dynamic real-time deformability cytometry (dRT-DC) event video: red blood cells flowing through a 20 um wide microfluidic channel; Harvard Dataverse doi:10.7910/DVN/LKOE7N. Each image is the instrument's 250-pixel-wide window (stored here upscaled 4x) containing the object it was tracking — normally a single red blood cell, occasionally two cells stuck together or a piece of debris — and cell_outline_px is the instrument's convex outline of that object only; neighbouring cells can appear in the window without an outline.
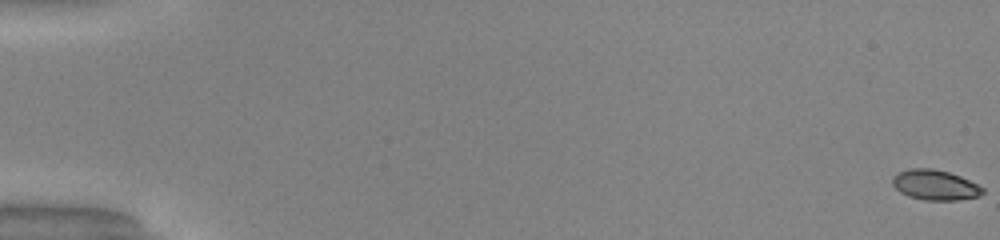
{"species": "common noctule bat (a hibernating species)", "species_latin": "Nyctalus noctula", "temperature_condition": "warm", "stored_images_in_passage": 52, "camera_frame_rate_fps": 3000, "um_per_image_px": 0.085, "animal": {"sex": "male", "body_mass_g": 20.0, "forearm_length_mm": 53.3}, "frame": {"image": 1, "passage_image": 1, "time_ms": 0.0, "image_size_px": [1000, 240], "cell_outline_px": [[984, 192], [980, 196], [956, 200], [924, 200], [908, 196], [900, 192], [892, 184], [892, 176], [908, 168], [932, 168], [948, 172], [960, 176], [984, 188]], "centroid_in_image_um": [79.46, 15.72], "position_along_channel_um": 5.5, "area_um2": 15.84}}
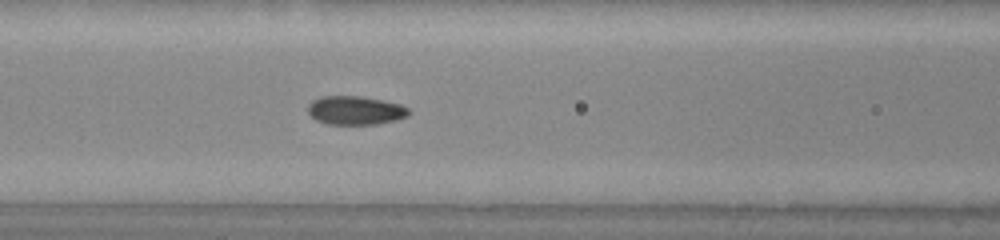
{"frame": {"image": 2, "passage_image": 24, "time_ms": 7.667, "image_size_px": [1000, 240], "cell_outline_px": [[412, 112], [408, 116], [396, 120], [376, 124], [328, 124], [316, 120], [308, 112], [308, 104], [312, 100], [320, 96], [360, 96], [384, 100], [400, 104], [408, 108]], "centroid_in_image_um": [30.22, 9.37], "position_along_channel_um": 136.4, "area_um2": 16.99}}
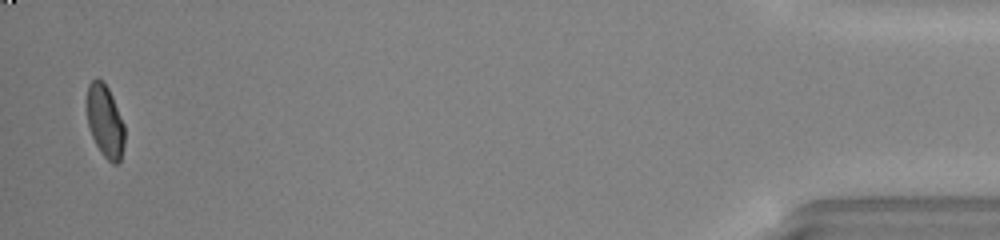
{"frame": {"image": 3, "passage_image": 51, "time_ms": 16.667, "image_size_px": [1000, 240], "cell_outline_px": [[124, 144], [120, 160], [116, 164], [112, 164], [100, 152], [92, 136], [88, 124], [88, 84], [96, 76], [104, 80], [112, 96], [124, 124]], "centroid_in_image_um": [8.94, 10.28], "position_along_channel_um": 426.3, "area_um2": 15.84}, "authors_computed_cell_mechanics": {"area_um2": 16.5597, "velocity_mm_per_s": 4.145, "shape_relaxation_time_tau1_ms": 3.1584, "shape_relaxation_time_tau2_ms": 0.6678, "deformation_change_tau1": 0.1569, "deformation_change_tau2": 0.0452}}